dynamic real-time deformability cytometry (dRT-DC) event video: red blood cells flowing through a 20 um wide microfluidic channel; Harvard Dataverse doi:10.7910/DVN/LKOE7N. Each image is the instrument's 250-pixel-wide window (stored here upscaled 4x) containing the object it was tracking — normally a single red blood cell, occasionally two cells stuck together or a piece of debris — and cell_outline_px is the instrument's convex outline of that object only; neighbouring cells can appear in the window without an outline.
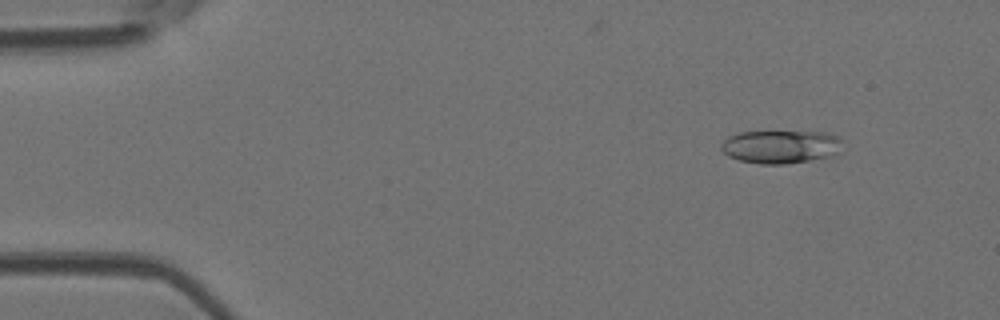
{"species": "Egyptian fruit bat (a non-hibernating species)", "species_latin": "Rousettus aegyptiacus", "temperature_condition": "room temperature", "stored_images_in_passage": 4, "camera_frame_rate_fps": 3000, "um_per_image_px": 0.085, "animal": {"sex": "female"}, "frame": {"image": 1, "passage_image": 2, "time_ms": 0.333, "image_size_px": [1000, 320], "cell_outline_px": [[840, 140], [836, 156], [784, 164], [760, 164], [740, 160], [728, 156], [720, 148], [720, 144], [728, 136], [740, 132], [824, 132], [836, 136]], "centroid_in_image_um": [66.31, 12.48], "position_along_channel_um": 18.7, "area_um2": 23.29}}